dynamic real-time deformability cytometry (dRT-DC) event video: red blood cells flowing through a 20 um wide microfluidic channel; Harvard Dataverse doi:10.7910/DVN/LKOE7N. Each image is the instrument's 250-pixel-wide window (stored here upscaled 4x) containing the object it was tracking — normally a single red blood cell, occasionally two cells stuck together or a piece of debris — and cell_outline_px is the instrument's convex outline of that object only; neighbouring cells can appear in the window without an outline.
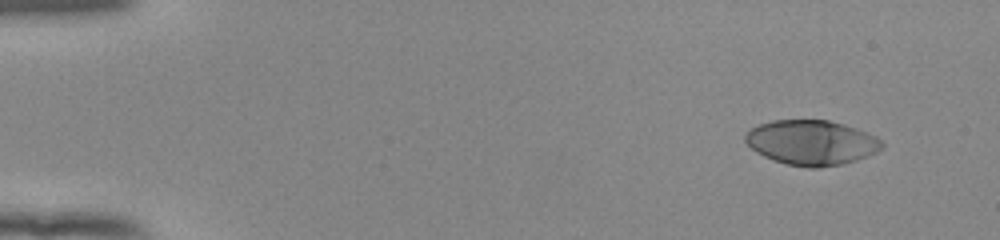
{"species": "human", "species_latin": "Homo sapiens", "temperature_condition": "room temperature", "stored_images_in_passage": 50, "camera_frame_rate_fps": 3000, "um_per_image_px": 0.085, "donor": {"sex": "female"}, "frame": {"image": 1, "passage_image": 1, "time_ms": 0.0, "image_size_px": [1000, 240], "cell_outline_px": [[884, 144], [876, 152], [868, 156], [856, 160], [840, 164], [816, 168], [808, 168], [788, 164], [772, 160], [756, 152], [744, 140], [744, 136], [752, 128], [760, 124], [772, 120], [828, 120], [844, 124], [856, 128], [876, 136]], "centroid_in_image_um": [68.97, 12.12], "position_along_channel_um": 16.0, "area_um2": 35.55}}
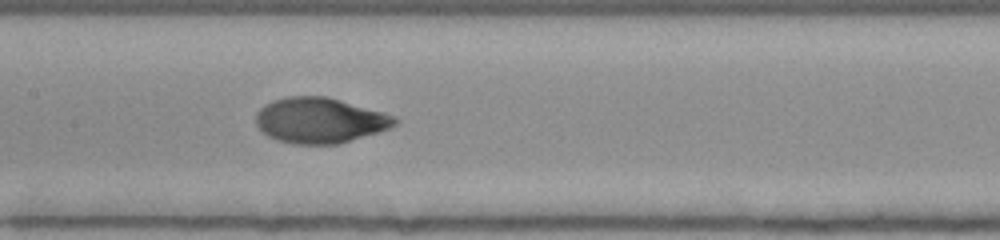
{"frame": {"image": 2, "passage_image": 24, "time_ms": 7.667, "image_size_px": [1000, 240], "cell_outline_px": [[400, 120], [392, 128], [340, 144], [292, 144], [276, 140], [268, 136], [256, 124], [256, 112], [264, 104], [272, 100], [288, 96], [328, 96], [396, 116]], "centroid_in_image_um": [27.21, 10.23], "position_along_channel_um": 180.2, "area_um2": 37.17}}
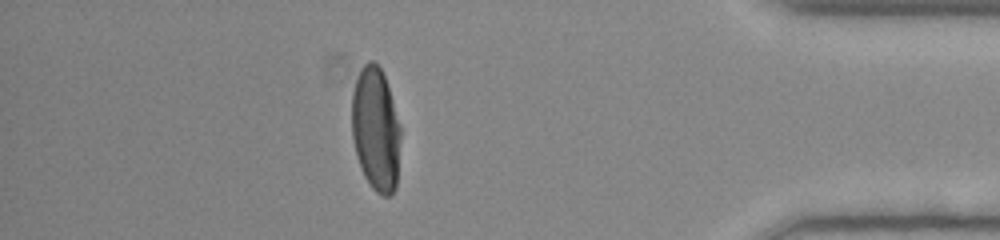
{"frame": {"image": 3, "passage_image": 44, "time_ms": 14.333, "image_size_px": [1000, 240], "cell_outline_px": [[400, 140], [396, 188], [388, 196], [384, 196], [376, 192], [372, 188], [364, 176], [360, 168], [356, 156], [352, 136], [352, 92], [356, 80], [364, 64], [368, 60], [372, 60], [380, 68], [384, 76], [392, 100], [400, 128]], "centroid_in_image_um": [31.92, 11.02], "position_along_channel_um": 403.3, "area_um2": 34.97}, "authors_computed_cell_mechanics": {"area_um2": 36.0961, "velocity_mm_per_s": 3.8789, "shape_relaxation_time_tau1_ms": 4.8099, "shape_relaxation_time_tau2_ms": 0.8148, "deformation_change_tau1": 0.2431, "deformation_change_tau2": 0.0381}}